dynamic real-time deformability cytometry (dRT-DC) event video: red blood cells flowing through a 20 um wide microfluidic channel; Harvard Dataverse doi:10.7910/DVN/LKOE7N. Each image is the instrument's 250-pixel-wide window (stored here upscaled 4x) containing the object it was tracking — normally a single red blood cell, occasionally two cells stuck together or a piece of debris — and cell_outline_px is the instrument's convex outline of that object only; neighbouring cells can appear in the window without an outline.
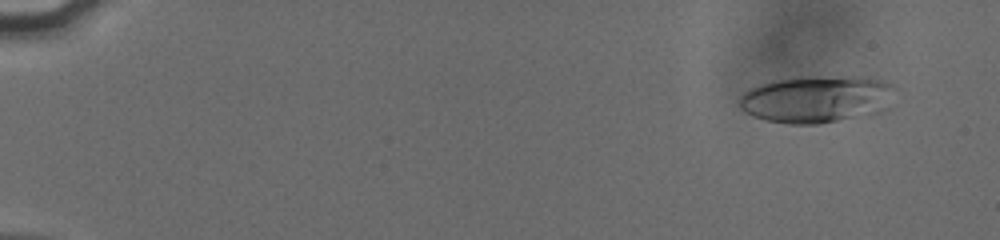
{"species": "human", "species_latin": "Homo sapiens", "temperature_condition": "cold", "stored_images_in_passage": 56, "camera_frame_rate_fps": 3000, "um_per_image_px": 0.085, "donor": {"sex": "male"}, "frame": {"image": 1, "passage_image": 5, "time_ms": 1.333, "image_size_px": [1000, 240], "cell_outline_px": [[892, 84], [888, 108], [880, 112], [816, 124], [788, 124], [764, 120], [752, 116], [744, 112], [736, 104], [740, 96], [744, 92], [760, 84], [772, 80], [800, 76], [852, 76], [880, 80]], "centroid_in_image_um": [69.32, 8.42], "position_along_channel_um": 15.7, "area_um2": 42.89}}
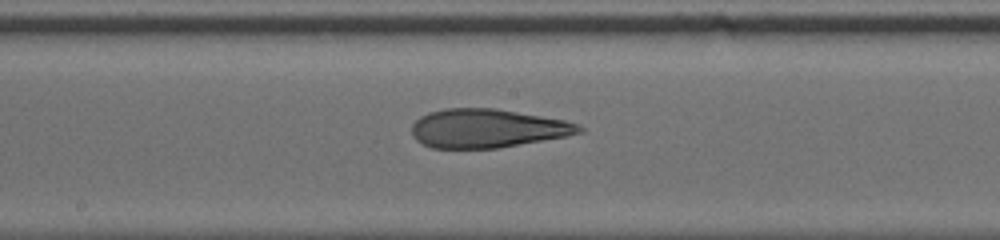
{"frame": {"image": 2, "passage_image": 32, "time_ms": 10.333, "image_size_px": [1000, 240], "cell_outline_px": [[584, 132], [568, 136], [500, 148], [432, 148], [416, 140], [412, 132], [412, 124], [420, 116], [428, 112], [444, 108], [496, 108], [564, 120], [576, 124], [584, 128]], "centroid_in_image_um": [41.42, 10.91], "position_along_channel_um": 206.8, "area_um2": 37.86}}
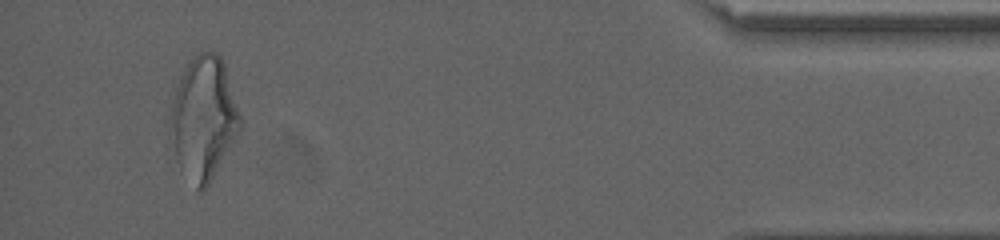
{"frame": {"image": 3, "passage_image": 53, "time_ms": 17.333, "image_size_px": [1000, 240], "cell_outline_px": [[240, 132], [204, 192], [200, 192], [180, 172], [176, 160], [172, 128], [172, 100], [180, 76], [184, 68], [200, 52], [216, 52], [220, 56], [224, 64], [240, 116]], "centroid_in_image_um": [17.32, 10.1], "position_along_channel_um": 417.9, "area_um2": 49.13}, "authors_computed_cell_mechanics": {"area_um2": 39.2751, "velocity_mm_per_s": 3.8233, "shape_relaxation_time_tau1_ms": null, "shape_relaxation_time_tau2_ms": 2.7777, "deformation_change_tau1": null, "deformation_change_tau2": 0.1209}}